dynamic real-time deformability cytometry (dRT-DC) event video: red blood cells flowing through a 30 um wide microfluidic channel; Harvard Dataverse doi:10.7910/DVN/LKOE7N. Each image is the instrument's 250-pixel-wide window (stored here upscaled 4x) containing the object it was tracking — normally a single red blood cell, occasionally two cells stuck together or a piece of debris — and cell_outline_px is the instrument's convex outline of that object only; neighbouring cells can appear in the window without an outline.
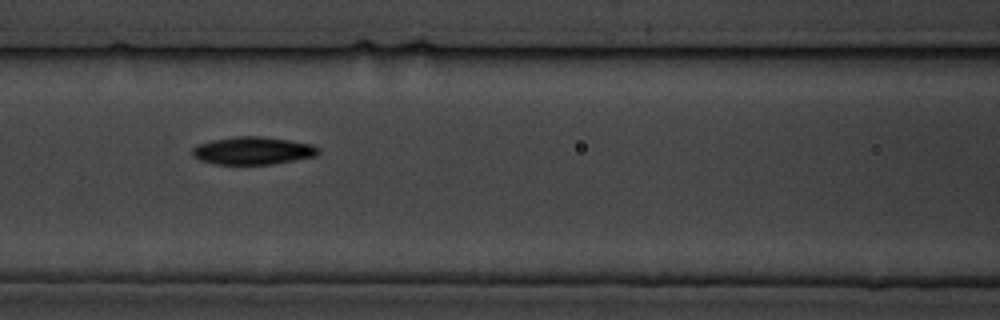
{"species": "common noctule bat (a hibernating species)", "species_latin": "Nyctalus noctula", "temperature_condition": "cold", "stored_images_in_passage": 6, "camera_frame_rate_fps": 3000, "um_per_image_px": 0.085, "animal": {"sex": "male", "body_mass_g": 19.5, "forearm_length_mm": 54.6}, "frame": {"image": 1, "passage_image": 3, "time_ms": 2.333, "image_size_px": [1000, 320], "cell_outline_px": [[320, 152], [316, 156], [272, 164], [216, 164], [200, 160], [192, 156], [192, 148], [196, 144], [212, 140], [236, 136], [264, 136], [312, 144], [320, 148]], "centroid_in_image_um": [21.49, 12.8], "position_along_channel_um": 145.1, "area_um2": 20.46}}
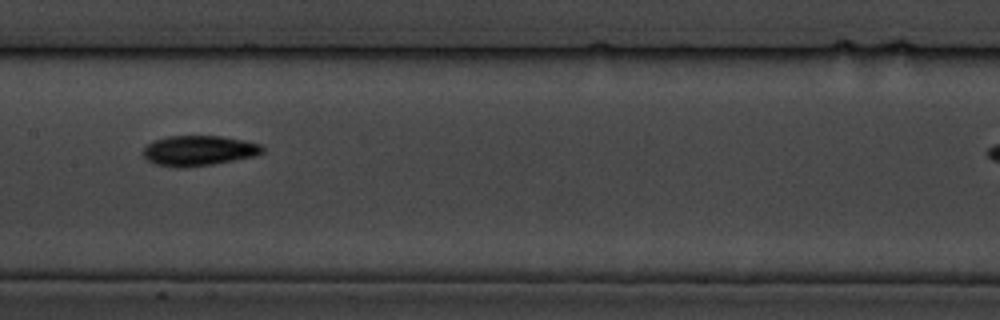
{"frame": {"image": 2, "passage_image": 4, "time_ms": 3.667, "image_size_px": [1000, 320], "cell_outline_px": [[264, 152], [256, 156], [212, 164], [180, 168], [176, 168], [156, 164], [148, 160], [144, 156], [144, 148], [148, 144], [156, 140], [168, 136], [220, 136], [244, 140], [260, 144], [264, 148]], "centroid_in_image_um": [16.92, 12.81], "position_along_channel_um": 190.5, "area_um2": 20.87}}
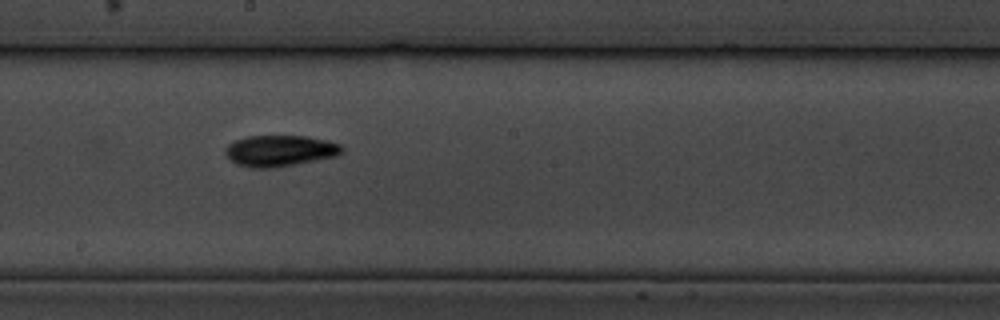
{"frame": {"image": 3, "passage_image": 5, "time_ms": 4.667, "image_size_px": [1000, 320], "cell_outline_px": [[344, 152], [336, 156], [276, 168], [252, 168], [236, 164], [224, 152], [224, 148], [228, 144], [244, 136], [308, 136], [328, 140], [340, 144], [344, 148]], "centroid_in_image_um": [23.8, 12.81], "position_along_channel_um": 224.4, "area_um2": 21.39}}